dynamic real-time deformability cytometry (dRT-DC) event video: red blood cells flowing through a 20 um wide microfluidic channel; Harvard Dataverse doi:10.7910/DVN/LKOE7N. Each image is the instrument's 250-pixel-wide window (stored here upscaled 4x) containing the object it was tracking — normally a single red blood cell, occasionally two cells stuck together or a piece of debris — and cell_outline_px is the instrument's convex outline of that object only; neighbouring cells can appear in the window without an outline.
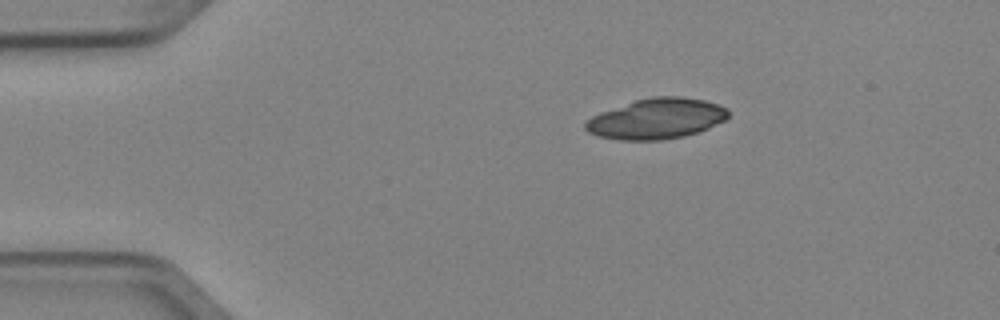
{"species": "Egyptian fruit bat (a non-hibernating species)", "species_latin": "Rousettus aegyptiacus", "temperature_condition": "cold", "stored_images_in_passage": 3, "camera_frame_rate_fps": 3000, "um_per_image_px": 0.085, "animal": {"sex": "female"}, "frame": {"image": 1, "passage_image": 1, "time_ms": 0.0, "image_size_px": [1000, 320], "cell_outline_px": [[728, 116], [724, 120], [708, 128], [684, 136], [660, 140], [620, 140], [600, 136], [588, 132], [584, 128], [584, 124], [592, 116], [600, 112], [636, 100], [652, 96], [680, 96], [704, 100], [720, 104], [728, 108]], "centroid_in_image_um": [55.81, 10.08], "position_along_channel_um": 29.2, "area_um2": 33.58}}